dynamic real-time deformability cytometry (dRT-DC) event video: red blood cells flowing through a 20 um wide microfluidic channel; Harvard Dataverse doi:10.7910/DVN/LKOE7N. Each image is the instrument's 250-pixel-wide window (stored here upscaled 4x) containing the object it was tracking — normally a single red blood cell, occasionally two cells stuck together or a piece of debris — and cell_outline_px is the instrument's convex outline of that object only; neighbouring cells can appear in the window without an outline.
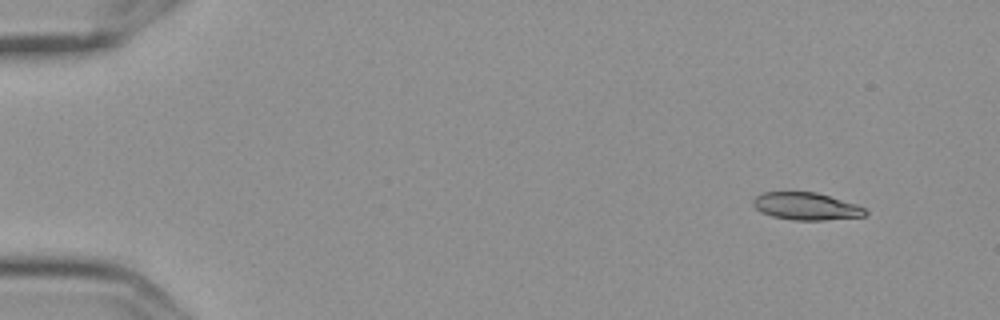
{"species": "Egyptian fruit bat (a non-hibernating species)", "species_latin": "Rousettus aegyptiacus", "temperature_condition": "cold", "stored_images_in_passage": 6, "camera_frame_rate_fps": 3000, "um_per_image_px": 0.085, "frame": {"image": 1, "passage_image": 1, "time_ms": 0.0, "image_size_px": [1000, 320], "cell_outline_px": [[868, 212], [864, 216], [824, 220], [792, 220], [772, 216], [760, 212], [752, 204], [752, 200], [756, 196], [764, 192], [816, 192], [856, 204], [864, 208]], "centroid_in_image_um": [68.5, 17.53], "position_along_channel_um": 16.5, "area_um2": 17.86}}
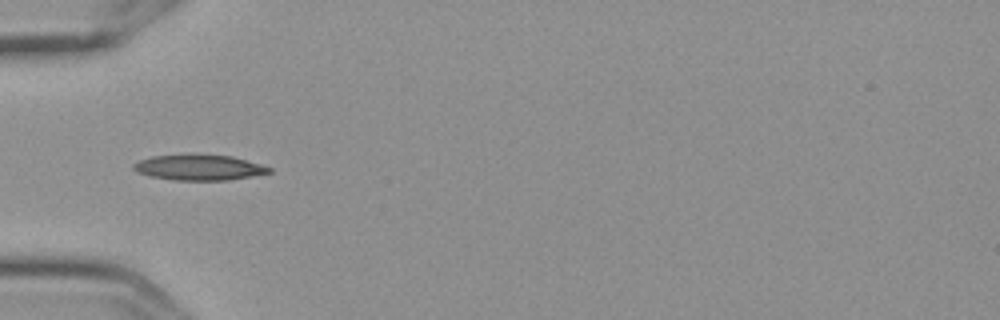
{"frame": {"image": 2, "passage_image": 5, "time_ms": 1.333, "image_size_px": [1000, 320], "cell_outline_px": [[272, 172], [228, 180], [172, 180], [148, 176], [136, 172], [132, 168], [132, 164], [140, 160], [152, 156], [232, 156], [260, 164], [272, 168]], "centroid_in_image_um": [16.89, 14.26], "position_along_channel_um": 68.1, "area_um2": 19.65}}
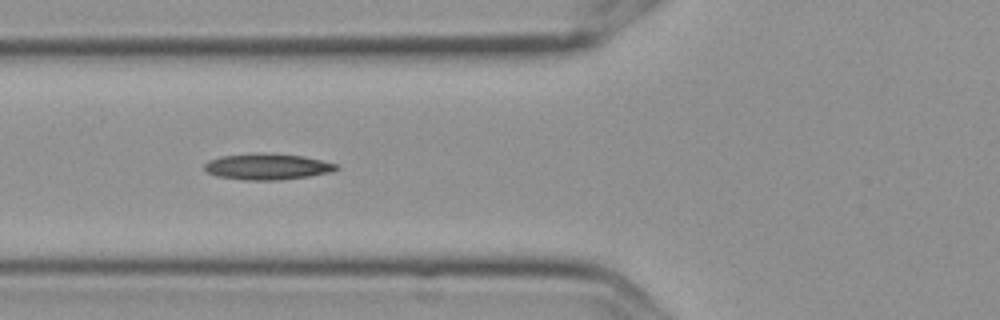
{"frame": {"image": 3, "passage_image": 6, "time_ms": 1.667, "image_size_px": [1000, 320], "cell_outline_px": [[340, 168], [332, 172], [308, 176], [280, 180], [244, 180], [216, 176], [208, 172], [204, 168], [204, 164], [208, 160], [220, 156], [256, 152], [304, 156], [336, 164]], "centroid_in_image_um": [22.69, 14.16], "position_along_channel_um": 103.1, "area_um2": 20.17}}